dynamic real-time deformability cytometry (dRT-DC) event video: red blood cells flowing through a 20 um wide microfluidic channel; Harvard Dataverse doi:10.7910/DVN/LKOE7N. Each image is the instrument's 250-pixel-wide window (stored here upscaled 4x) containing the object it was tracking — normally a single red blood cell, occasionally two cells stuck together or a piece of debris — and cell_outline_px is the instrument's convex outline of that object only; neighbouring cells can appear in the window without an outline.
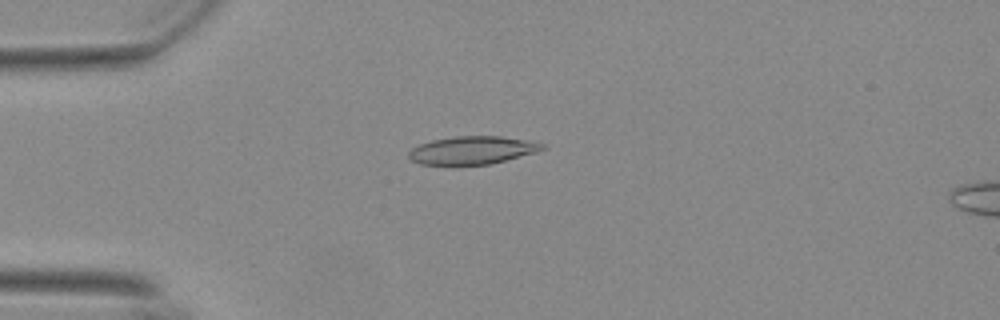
{"species": "Egyptian fruit bat (a non-hibernating species)", "species_latin": "Rousettus aegyptiacus", "temperature_condition": "warm", "stored_images_in_passage": 56, "camera_frame_rate_fps": 3000, "um_per_image_px": 0.085, "animal": {"sex": "female"}, "frame": {"image": 1, "passage_image": 15, "time_ms": 4.667, "image_size_px": [1000, 320], "cell_outline_px": [[548, 148], [536, 152], [492, 164], [420, 164], [412, 160], [408, 156], [408, 152], [412, 148], [420, 144], [432, 140], [456, 136], [500, 136], [524, 140], [544, 144]], "centroid_in_image_um": [40.16, 12.76], "position_along_channel_um": 44.8, "area_um2": 21.56}}
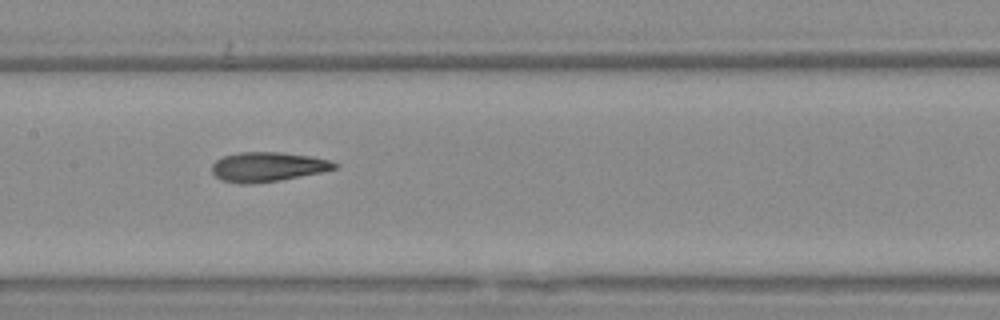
{"frame": {"image": 2, "passage_image": 28, "time_ms": 9.0, "image_size_px": [1000, 320], "cell_outline_px": [[340, 168], [324, 172], [280, 180], [244, 184], [240, 184], [224, 180], [216, 176], [212, 172], [212, 164], [216, 160], [224, 156], [240, 152], [280, 152], [312, 156], [328, 160], [340, 164]], "centroid_in_image_um": [22.82, 14.17], "position_along_channel_um": 184.6, "area_um2": 21.15}}
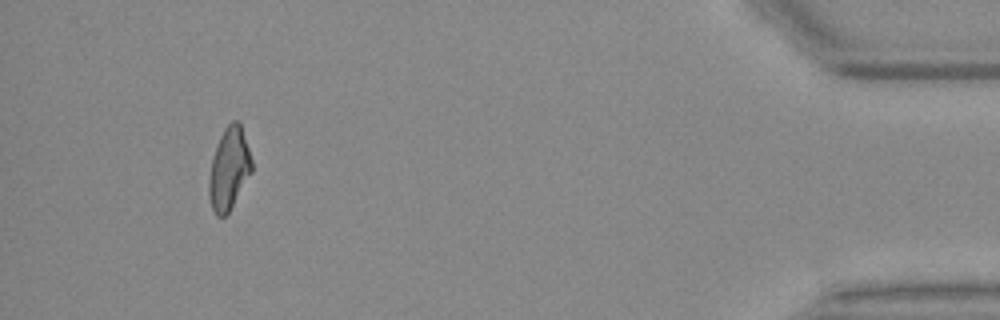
{"frame": {"image": 3, "passage_image": 52, "time_ms": 17.0, "image_size_px": [1000, 320], "cell_outline_px": [[252, 172], [228, 212], [224, 216], [216, 216], [212, 208], [208, 196], [208, 180], [212, 160], [220, 136], [224, 128], [232, 120], [240, 120], [252, 160]], "centroid_in_image_um": [19.47, 14.32], "position_along_channel_um": 415.7, "area_um2": 20.4}, "authors_computed_cell_mechanics": {"area_um2": 21.0681, "velocity_mm_per_s": 3.7214, "shape_relaxation_time_tau1_ms": 8.4611, "shape_relaxation_time_tau2_ms": 1.7641, "deformation_change_tau1": 0.2327, "deformation_change_tau2": 0.0984}}